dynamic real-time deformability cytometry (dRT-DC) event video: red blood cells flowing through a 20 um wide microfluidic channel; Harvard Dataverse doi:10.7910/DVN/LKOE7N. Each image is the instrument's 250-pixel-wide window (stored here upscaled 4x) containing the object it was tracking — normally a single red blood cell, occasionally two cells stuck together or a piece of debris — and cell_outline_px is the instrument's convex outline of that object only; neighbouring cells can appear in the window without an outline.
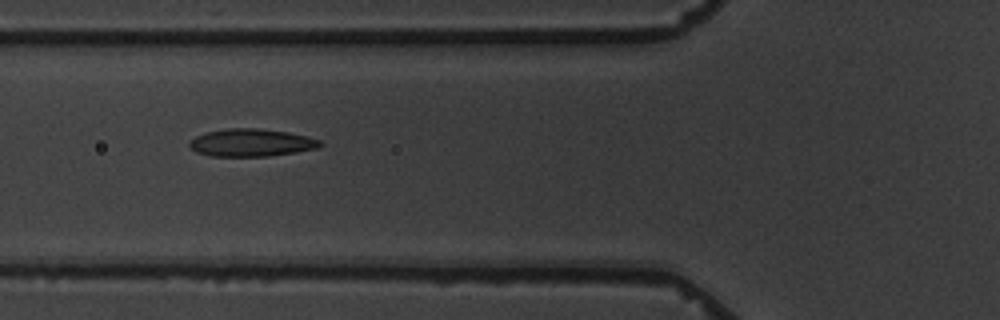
{"species": "common noctule bat (a hibernating species)", "species_latin": "Nyctalus noctula", "temperature_condition": "warm", "stored_images_in_passage": 10, "camera_frame_rate_fps": 3000, "um_per_image_px": 0.085, "animal": {"sex": "male", "body_mass_g": 19.5, "forearm_length_mm": 54.6}, "frame": {"image": 1, "passage_image": 7, "time_ms": 6.667, "image_size_px": [1000, 320], "cell_outline_px": [[324, 144], [316, 148], [296, 152], [268, 156], [212, 156], [196, 152], [188, 144], [188, 140], [204, 132], [228, 128], [256, 128], [288, 132], [308, 136], [320, 140]], "centroid_in_image_um": [21.34, 12.12], "position_along_channel_um": 104.5, "area_um2": 21.1}}
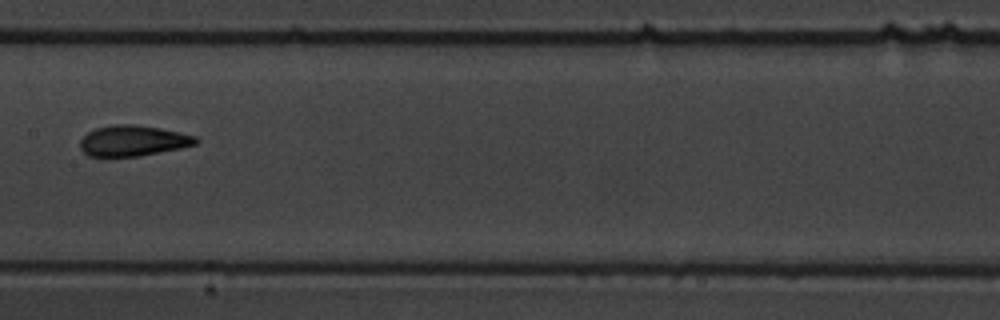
{"frame": {"image": 2, "passage_image": 9, "time_ms": 9.333, "image_size_px": [1000, 320], "cell_outline_px": [[200, 140], [196, 144], [180, 148], [140, 156], [104, 160], [88, 156], [80, 148], [80, 140], [88, 132], [96, 128], [112, 124], [136, 124], [160, 128], [180, 132], [196, 136]], "centroid_in_image_um": [11.25, 12.0], "position_along_channel_um": 196.2, "area_um2": 21.5}}
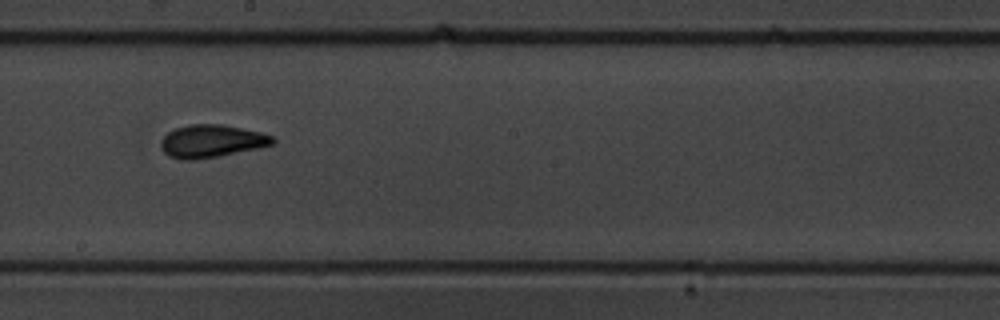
{"frame": {"image": 3, "passage_image": 10, "time_ms": 10.333, "image_size_px": [1000, 320], "cell_outline_px": [[276, 140], [272, 144], [256, 148], [220, 156], [196, 160], [180, 160], [168, 156], [160, 148], [160, 140], [168, 132], [176, 128], [188, 124], [220, 124], [260, 132], [276, 136]], "centroid_in_image_um": [17.94, 12.0], "position_along_channel_um": 230.3, "area_um2": 21.44}}